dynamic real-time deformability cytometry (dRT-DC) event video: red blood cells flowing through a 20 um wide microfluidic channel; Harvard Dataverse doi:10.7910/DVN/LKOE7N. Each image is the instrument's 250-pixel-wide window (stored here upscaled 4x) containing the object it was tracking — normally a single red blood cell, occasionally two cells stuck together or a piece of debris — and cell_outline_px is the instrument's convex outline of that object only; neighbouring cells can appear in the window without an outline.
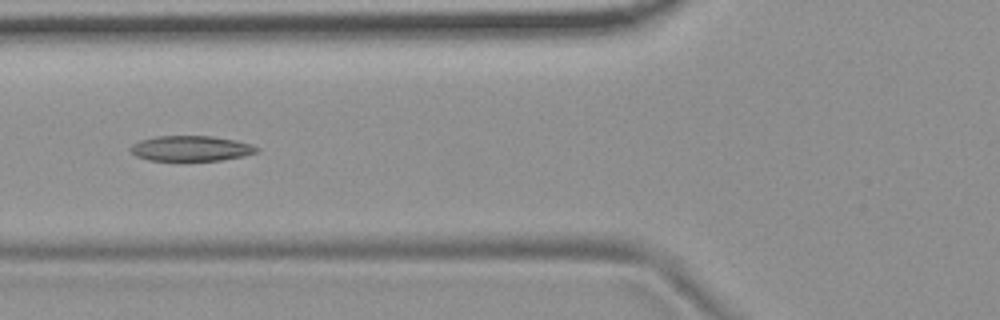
{"species": "common noctule bat (a hibernating species)", "species_latin": "Nyctalus noctula", "temperature_condition": "room temperature", "stored_images_in_passage": 7, "camera_frame_rate_fps": 3000, "um_per_image_px": 0.085, "animal": {"sex": "female", "body_mass_g": 19.9}, "frame": {"image": 1, "passage_image": 6, "time_ms": 1.667, "image_size_px": [1000, 320], "cell_outline_px": [[260, 148], [256, 152], [244, 156], [220, 160], [180, 164], [148, 160], [136, 156], [128, 148], [132, 144], [140, 140], [156, 136], [212, 136], [236, 140], [252, 144]], "centroid_in_image_um": [16.19, 12.66], "position_along_channel_um": 109.6, "area_um2": 19.65}}
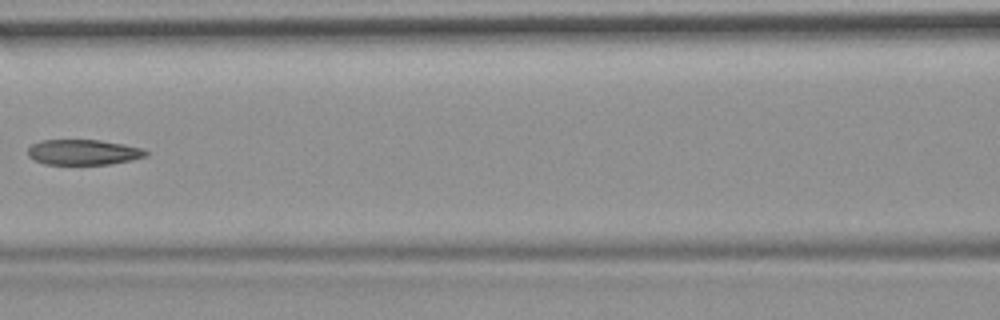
{"frame": {"image": 2, "passage_image": 7, "time_ms": 2.0, "image_size_px": [1000, 320], "cell_outline_px": [[148, 156], [132, 160], [112, 164], [44, 164], [28, 156], [28, 148], [32, 144], [40, 140], [100, 140], [124, 144], [144, 148], [148, 152]], "centroid_in_image_um": [7.13, 12.93], "position_along_channel_um": 159.5, "area_um2": 17.57}}